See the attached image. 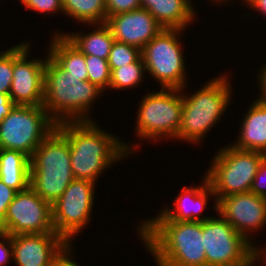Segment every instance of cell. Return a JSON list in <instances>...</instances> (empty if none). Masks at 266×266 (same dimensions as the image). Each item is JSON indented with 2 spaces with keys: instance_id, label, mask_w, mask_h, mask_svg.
Here are the masks:
<instances>
[{
  "instance_id": "1",
  "label": "cell",
  "mask_w": 266,
  "mask_h": 266,
  "mask_svg": "<svg viewBox=\"0 0 266 266\" xmlns=\"http://www.w3.org/2000/svg\"><path fill=\"white\" fill-rule=\"evenodd\" d=\"M138 230L157 266H206L202 222L167 220L160 213Z\"/></svg>"
},
{
  "instance_id": "2",
  "label": "cell",
  "mask_w": 266,
  "mask_h": 266,
  "mask_svg": "<svg viewBox=\"0 0 266 266\" xmlns=\"http://www.w3.org/2000/svg\"><path fill=\"white\" fill-rule=\"evenodd\" d=\"M56 128L69 142L71 170L75 179L95 183L105 168L131 154V149H136L134 145L128 146L100 129L95 121L61 122L56 124Z\"/></svg>"
},
{
  "instance_id": "3",
  "label": "cell",
  "mask_w": 266,
  "mask_h": 266,
  "mask_svg": "<svg viewBox=\"0 0 266 266\" xmlns=\"http://www.w3.org/2000/svg\"><path fill=\"white\" fill-rule=\"evenodd\" d=\"M46 59L42 107L49 117L56 124L92 121L87 112L103 90L88 77H74L63 70L49 54Z\"/></svg>"
},
{
  "instance_id": "4",
  "label": "cell",
  "mask_w": 266,
  "mask_h": 266,
  "mask_svg": "<svg viewBox=\"0 0 266 266\" xmlns=\"http://www.w3.org/2000/svg\"><path fill=\"white\" fill-rule=\"evenodd\" d=\"M30 162V187L53 205L75 179L68 140L54 128L36 148Z\"/></svg>"
},
{
  "instance_id": "5",
  "label": "cell",
  "mask_w": 266,
  "mask_h": 266,
  "mask_svg": "<svg viewBox=\"0 0 266 266\" xmlns=\"http://www.w3.org/2000/svg\"><path fill=\"white\" fill-rule=\"evenodd\" d=\"M232 89L226 75L211 79L192 96L183 94V112L177 139L197 143L229 106Z\"/></svg>"
},
{
  "instance_id": "6",
  "label": "cell",
  "mask_w": 266,
  "mask_h": 266,
  "mask_svg": "<svg viewBox=\"0 0 266 266\" xmlns=\"http://www.w3.org/2000/svg\"><path fill=\"white\" fill-rule=\"evenodd\" d=\"M264 158L263 152L240 150L231 144L220 149L205 174L216 202L222 197L250 192L259 164Z\"/></svg>"
},
{
  "instance_id": "7",
  "label": "cell",
  "mask_w": 266,
  "mask_h": 266,
  "mask_svg": "<svg viewBox=\"0 0 266 266\" xmlns=\"http://www.w3.org/2000/svg\"><path fill=\"white\" fill-rule=\"evenodd\" d=\"M218 216L202 222L206 266H255L260 249Z\"/></svg>"
},
{
  "instance_id": "8",
  "label": "cell",
  "mask_w": 266,
  "mask_h": 266,
  "mask_svg": "<svg viewBox=\"0 0 266 266\" xmlns=\"http://www.w3.org/2000/svg\"><path fill=\"white\" fill-rule=\"evenodd\" d=\"M56 128L42 106L14 105L0 123V149L20 151L30 158Z\"/></svg>"
},
{
  "instance_id": "9",
  "label": "cell",
  "mask_w": 266,
  "mask_h": 266,
  "mask_svg": "<svg viewBox=\"0 0 266 266\" xmlns=\"http://www.w3.org/2000/svg\"><path fill=\"white\" fill-rule=\"evenodd\" d=\"M182 92L181 89L161 88L159 92L148 93L143 97L135 126L140 138L155 141L162 136L178 137L183 112Z\"/></svg>"
},
{
  "instance_id": "10",
  "label": "cell",
  "mask_w": 266,
  "mask_h": 266,
  "mask_svg": "<svg viewBox=\"0 0 266 266\" xmlns=\"http://www.w3.org/2000/svg\"><path fill=\"white\" fill-rule=\"evenodd\" d=\"M182 31L164 28L141 50L145 70L159 80L164 89L184 90L187 86L183 50L177 38Z\"/></svg>"
},
{
  "instance_id": "11",
  "label": "cell",
  "mask_w": 266,
  "mask_h": 266,
  "mask_svg": "<svg viewBox=\"0 0 266 266\" xmlns=\"http://www.w3.org/2000/svg\"><path fill=\"white\" fill-rule=\"evenodd\" d=\"M95 185L89 180L74 179L52 205L54 230L68 244L90 220Z\"/></svg>"
},
{
  "instance_id": "12",
  "label": "cell",
  "mask_w": 266,
  "mask_h": 266,
  "mask_svg": "<svg viewBox=\"0 0 266 266\" xmlns=\"http://www.w3.org/2000/svg\"><path fill=\"white\" fill-rule=\"evenodd\" d=\"M1 231L19 234L56 233L52 221V205L30 186L16 193L8 206Z\"/></svg>"
},
{
  "instance_id": "13",
  "label": "cell",
  "mask_w": 266,
  "mask_h": 266,
  "mask_svg": "<svg viewBox=\"0 0 266 266\" xmlns=\"http://www.w3.org/2000/svg\"><path fill=\"white\" fill-rule=\"evenodd\" d=\"M29 50L28 42L13 47V80L9 95L15 105L42 106L46 59H27Z\"/></svg>"
},
{
  "instance_id": "14",
  "label": "cell",
  "mask_w": 266,
  "mask_h": 266,
  "mask_svg": "<svg viewBox=\"0 0 266 266\" xmlns=\"http://www.w3.org/2000/svg\"><path fill=\"white\" fill-rule=\"evenodd\" d=\"M215 210L250 243L247 234L266 224V198L252 192L222 197L216 202Z\"/></svg>"
},
{
  "instance_id": "15",
  "label": "cell",
  "mask_w": 266,
  "mask_h": 266,
  "mask_svg": "<svg viewBox=\"0 0 266 266\" xmlns=\"http://www.w3.org/2000/svg\"><path fill=\"white\" fill-rule=\"evenodd\" d=\"M105 24L114 39L142 50L164 27L145 8L109 16Z\"/></svg>"
},
{
  "instance_id": "16",
  "label": "cell",
  "mask_w": 266,
  "mask_h": 266,
  "mask_svg": "<svg viewBox=\"0 0 266 266\" xmlns=\"http://www.w3.org/2000/svg\"><path fill=\"white\" fill-rule=\"evenodd\" d=\"M67 245L57 233L12 236L13 258L18 266H51Z\"/></svg>"
},
{
  "instance_id": "17",
  "label": "cell",
  "mask_w": 266,
  "mask_h": 266,
  "mask_svg": "<svg viewBox=\"0 0 266 266\" xmlns=\"http://www.w3.org/2000/svg\"><path fill=\"white\" fill-rule=\"evenodd\" d=\"M201 186L183 187L181 193L174 201L173 210L166 208L161 210V214L167 220L175 221H196L203 222L211 217H200L203 209L206 208L208 196H214L212 187L206 177ZM188 204V205H187ZM194 204V205H193Z\"/></svg>"
},
{
  "instance_id": "18",
  "label": "cell",
  "mask_w": 266,
  "mask_h": 266,
  "mask_svg": "<svg viewBox=\"0 0 266 266\" xmlns=\"http://www.w3.org/2000/svg\"><path fill=\"white\" fill-rule=\"evenodd\" d=\"M243 118L238 140L232 145L240 150L266 152V101H254Z\"/></svg>"
},
{
  "instance_id": "19",
  "label": "cell",
  "mask_w": 266,
  "mask_h": 266,
  "mask_svg": "<svg viewBox=\"0 0 266 266\" xmlns=\"http://www.w3.org/2000/svg\"><path fill=\"white\" fill-rule=\"evenodd\" d=\"M165 29H185L195 19L190 0H140Z\"/></svg>"
},
{
  "instance_id": "20",
  "label": "cell",
  "mask_w": 266,
  "mask_h": 266,
  "mask_svg": "<svg viewBox=\"0 0 266 266\" xmlns=\"http://www.w3.org/2000/svg\"><path fill=\"white\" fill-rule=\"evenodd\" d=\"M30 157L9 149H0V180L17 192L30 186Z\"/></svg>"
},
{
  "instance_id": "21",
  "label": "cell",
  "mask_w": 266,
  "mask_h": 266,
  "mask_svg": "<svg viewBox=\"0 0 266 266\" xmlns=\"http://www.w3.org/2000/svg\"><path fill=\"white\" fill-rule=\"evenodd\" d=\"M49 56L74 77H88L85 54L73 45L64 34L53 36Z\"/></svg>"
},
{
  "instance_id": "22",
  "label": "cell",
  "mask_w": 266,
  "mask_h": 266,
  "mask_svg": "<svg viewBox=\"0 0 266 266\" xmlns=\"http://www.w3.org/2000/svg\"><path fill=\"white\" fill-rule=\"evenodd\" d=\"M98 25L99 27L89 34L72 33V35L64 34V36L83 54L108 59L115 39L105 23Z\"/></svg>"
},
{
  "instance_id": "23",
  "label": "cell",
  "mask_w": 266,
  "mask_h": 266,
  "mask_svg": "<svg viewBox=\"0 0 266 266\" xmlns=\"http://www.w3.org/2000/svg\"><path fill=\"white\" fill-rule=\"evenodd\" d=\"M66 15L83 23L97 25L106 22V0H61Z\"/></svg>"
},
{
  "instance_id": "24",
  "label": "cell",
  "mask_w": 266,
  "mask_h": 266,
  "mask_svg": "<svg viewBox=\"0 0 266 266\" xmlns=\"http://www.w3.org/2000/svg\"><path fill=\"white\" fill-rule=\"evenodd\" d=\"M145 65L142 56L133 63L116 68L111 72L109 89H128L138 85L143 79Z\"/></svg>"
},
{
  "instance_id": "25",
  "label": "cell",
  "mask_w": 266,
  "mask_h": 266,
  "mask_svg": "<svg viewBox=\"0 0 266 266\" xmlns=\"http://www.w3.org/2000/svg\"><path fill=\"white\" fill-rule=\"evenodd\" d=\"M85 63L87 65L88 81L105 91L111 81V71L107 59L85 55Z\"/></svg>"
},
{
  "instance_id": "26",
  "label": "cell",
  "mask_w": 266,
  "mask_h": 266,
  "mask_svg": "<svg viewBox=\"0 0 266 266\" xmlns=\"http://www.w3.org/2000/svg\"><path fill=\"white\" fill-rule=\"evenodd\" d=\"M140 57L141 50L139 48L115 40L107 61L112 72L116 68L136 62Z\"/></svg>"
},
{
  "instance_id": "27",
  "label": "cell",
  "mask_w": 266,
  "mask_h": 266,
  "mask_svg": "<svg viewBox=\"0 0 266 266\" xmlns=\"http://www.w3.org/2000/svg\"><path fill=\"white\" fill-rule=\"evenodd\" d=\"M13 75V47L0 52V93L9 94Z\"/></svg>"
},
{
  "instance_id": "28",
  "label": "cell",
  "mask_w": 266,
  "mask_h": 266,
  "mask_svg": "<svg viewBox=\"0 0 266 266\" xmlns=\"http://www.w3.org/2000/svg\"><path fill=\"white\" fill-rule=\"evenodd\" d=\"M26 9H31L38 11L40 13H52L58 11H63V5L61 0H20Z\"/></svg>"
},
{
  "instance_id": "29",
  "label": "cell",
  "mask_w": 266,
  "mask_h": 266,
  "mask_svg": "<svg viewBox=\"0 0 266 266\" xmlns=\"http://www.w3.org/2000/svg\"><path fill=\"white\" fill-rule=\"evenodd\" d=\"M139 8L140 0H106L107 17Z\"/></svg>"
},
{
  "instance_id": "30",
  "label": "cell",
  "mask_w": 266,
  "mask_h": 266,
  "mask_svg": "<svg viewBox=\"0 0 266 266\" xmlns=\"http://www.w3.org/2000/svg\"><path fill=\"white\" fill-rule=\"evenodd\" d=\"M17 191L5 185L0 180V228L3 226V222L8 210V206L15 198Z\"/></svg>"
},
{
  "instance_id": "31",
  "label": "cell",
  "mask_w": 266,
  "mask_h": 266,
  "mask_svg": "<svg viewBox=\"0 0 266 266\" xmlns=\"http://www.w3.org/2000/svg\"><path fill=\"white\" fill-rule=\"evenodd\" d=\"M265 179H266V158H264L262 162L259 164L250 192L259 195L260 197L266 198V188H265L266 185H264V183L266 182Z\"/></svg>"
},
{
  "instance_id": "32",
  "label": "cell",
  "mask_w": 266,
  "mask_h": 266,
  "mask_svg": "<svg viewBox=\"0 0 266 266\" xmlns=\"http://www.w3.org/2000/svg\"><path fill=\"white\" fill-rule=\"evenodd\" d=\"M0 238L2 239L0 241V266H4L13 259L12 236L7 232L1 231Z\"/></svg>"
},
{
  "instance_id": "33",
  "label": "cell",
  "mask_w": 266,
  "mask_h": 266,
  "mask_svg": "<svg viewBox=\"0 0 266 266\" xmlns=\"http://www.w3.org/2000/svg\"><path fill=\"white\" fill-rule=\"evenodd\" d=\"M71 246H72L71 244H68L62 250V252L53 260L51 266H79L77 262L71 260L72 258H70V255H71L70 250L72 249Z\"/></svg>"
},
{
  "instance_id": "34",
  "label": "cell",
  "mask_w": 266,
  "mask_h": 266,
  "mask_svg": "<svg viewBox=\"0 0 266 266\" xmlns=\"http://www.w3.org/2000/svg\"><path fill=\"white\" fill-rule=\"evenodd\" d=\"M14 102L10 99L9 94L0 93V123L9 114L11 109L14 107Z\"/></svg>"
},
{
  "instance_id": "35",
  "label": "cell",
  "mask_w": 266,
  "mask_h": 266,
  "mask_svg": "<svg viewBox=\"0 0 266 266\" xmlns=\"http://www.w3.org/2000/svg\"><path fill=\"white\" fill-rule=\"evenodd\" d=\"M266 16V0H245L244 3Z\"/></svg>"
},
{
  "instance_id": "36",
  "label": "cell",
  "mask_w": 266,
  "mask_h": 266,
  "mask_svg": "<svg viewBox=\"0 0 266 266\" xmlns=\"http://www.w3.org/2000/svg\"><path fill=\"white\" fill-rule=\"evenodd\" d=\"M264 66L261 69V72L259 73L260 76L258 77V80H259L258 82H259V85L261 86L260 89L263 95V96L261 95L260 99H263L266 101V64Z\"/></svg>"
},
{
  "instance_id": "37",
  "label": "cell",
  "mask_w": 266,
  "mask_h": 266,
  "mask_svg": "<svg viewBox=\"0 0 266 266\" xmlns=\"http://www.w3.org/2000/svg\"><path fill=\"white\" fill-rule=\"evenodd\" d=\"M212 1H215V2H218V3H219L220 1H221V2H223V1L225 2V0H212ZM226 1H227V0H226Z\"/></svg>"
}]
</instances>
